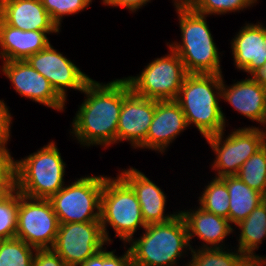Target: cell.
<instances>
[{"label": "cell", "mask_w": 266, "mask_h": 266, "mask_svg": "<svg viewBox=\"0 0 266 266\" xmlns=\"http://www.w3.org/2000/svg\"><path fill=\"white\" fill-rule=\"evenodd\" d=\"M85 99L70 124V135L84 147L104 149L117 144V126L123 103V78L103 83L92 79L81 92Z\"/></svg>", "instance_id": "obj_1"}, {"label": "cell", "mask_w": 266, "mask_h": 266, "mask_svg": "<svg viewBox=\"0 0 266 266\" xmlns=\"http://www.w3.org/2000/svg\"><path fill=\"white\" fill-rule=\"evenodd\" d=\"M223 78V74H188L175 99L188 127L194 125L203 138L224 131L228 125L219 104Z\"/></svg>", "instance_id": "obj_2"}, {"label": "cell", "mask_w": 266, "mask_h": 266, "mask_svg": "<svg viewBox=\"0 0 266 266\" xmlns=\"http://www.w3.org/2000/svg\"><path fill=\"white\" fill-rule=\"evenodd\" d=\"M142 231L140 237L126 244L133 266H179V261L191 251L180 213L167 222L148 224Z\"/></svg>", "instance_id": "obj_3"}, {"label": "cell", "mask_w": 266, "mask_h": 266, "mask_svg": "<svg viewBox=\"0 0 266 266\" xmlns=\"http://www.w3.org/2000/svg\"><path fill=\"white\" fill-rule=\"evenodd\" d=\"M181 40L166 45L181 58L188 74H222L221 57L206 15L192 8H175ZM221 54V55H220Z\"/></svg>", "instance_id": "obj_4"}, {"label": "cell", "mask_w": 266, "mask_h": 266, "mask_svg": "<svg viewBox=\"0 0 266 266\" xmlns=\"http://www.w3.org/2000/svg\"><path fill=\"white\" fill-rule=\"evenodd\" d=\"M100 223L108 244L113 243L107 229L109 226L115 233L114 237H118L123 244H127L134 238L138 228L143 230L147 226L134 190L118 173L116 177L106 175L104 179Z\"/></svg>", "instance_id": "obj_5"}, {"label": "cell", "mask_w": 266, "mask_h": 266, "mask_svg": "<svg viewBox=\"0 0 266 266\" xmlns=\"http://www.w3.org/2000/svg\"><path fill=\"white\" fill-rule=\"evenodd\" d=\"M66 163L56 142L17 160V190L24 196L50 199L66 184Z\"/></svg>", "instance_id": "obj_6"}, {"label": "cell", "mask_w": 266, "mask_h": 266, "mask_svg": "<svg viewBox=\"0 0 266 266\" xmlns=\"http://www.w3.org/2000/svg\"><path fill=\"white\" fill-rule=\"evenodd\" d=\"M206 137L205 140L214 152L211 170L214 177L237 175L243 163L266 143V129L259 126L234 128Z\"/></svg>", "instance_id": "obj_7"}, {"label": "cell", "mask_w": 266, "mask_h": 266, "mask_svg": "<svg viewBox=\"0 0 266 266\" xmlns=\"http://www.w3.org/2000/svg\"><path fill=\"white\" fill-rule=\"evenodd\" d=\"M105 175H86L66 184L49 200L59 224L100 221Z\"/></svg>", "instance_id": "obj_8"}, {"label": "cell", "mask_w": 266, "mask_h": 266, "mask_svg": "<svg viewBox=\"0 0 266 266\" xmlns=\"http://www.w3.org/2000/svg\"><path fill=\"white\" fill-rule=\"evenodd\" d=\"M160 58H155L137 76L124 77L138 96L157 100H175L188 75L179 55L170 47Z\"/></svg>", "instance_id": "obj_9"}, {"label": "cell", "mask_w": 266, "mask_h": 266, "mask_svg": "<svg viewBox=\"0 0 266 266\" xmlns=\"http://www.w3.org/2000/svg\"><path fill=\"white\" fill-rule=\"evenodd\" d=\"M59 221L49 199H36L19 192L16 238L35 249H52Z\"/></svg>", "instance_id": "obj_10"}, {"label": "cell", "mask_w": 266, "mask_h": 266, "mask_svg": "<svg viewBox=\"0 0 266 266\" xmlns=\"http://www.w3.org/2000/svg\"><path fill=\"white\" fill-rule=\"evenodd\" d=\"M108 244L100 221L59 224L52 249L68 266H79Z\"/></svg>", "instance_id": "obj_11"}, {"label": "cell", "mask_w": 266, "mask_h": 266, "mask_svg": "<svg viewBox=\"0 0 266 266\" xmlns=\"http://www.w3.org/2000/svg\"><path fill=\"white\" fill-rule=\"evenodd\" d=\"M28 64L42 74L55 91L67 102V91L82 92L92 80L69 58L50 43L46 48L26 59Z\"/></svg>", "instance_id": "obj_12"}, {"label": "cell", "mask_w": 266, "mask_h": 266, "mask_svg": "<svg viewBox=\"0 0 266 266\" xmlns=\"http://www.w3.org/2000/svg\"><path fill=\"white\" fill-rule=\"evenodd\" d=\"M0 70L9 79L13 89L21 97L42 104L47 108L65 111L67 103L52 87L50 82L26 60L5 61Z\"/></svg>", "instance_id": "obj_13"}, {"label": "cell", "mask_w": 266, "mask_h": 266, "mask_svg": "<svg viewBox=\"0 0 266 266\" xmlns=\"http://www.w3.org/2000/svg\"><path fill=\"white\" fill-rule=\"evenodd\" d=\"M156 100L136 95L123 77V103L117 126V144L123 141L137 149L147 137L155 114Z\"/></svg>", "instance_id": "obj_14"}, {"label": "cell", "mask_w": 266, "mask_h": 266, "mask_svg": "<svg viewBox=\"0 0 266 266\" xmlns=\"http://www.w3.org/2000/svg\"><path fill=\"white\" fill-rule=\"evenodd\" d=\"M233 81V84L226 85V81L222 80L221 100L248 120L261 124L260 128L266 129V86L256 76Z\"/></svg>", "instance_id": "obj_15"}, {"label": "cell", "mask_w": 266, "mask_h": 266, "mask_svg": "<svg viewBox=\"0 0 266 266\" xmlns=\"http://www.w3.org/2000/svg\"><path fill=\"white\" fill-rule=\"evenodd\" d=\"M235 69L256 76L266 62V26L262 22L245 23L230 41Z\"/></svg>", "instance_id": "obj_16"}, {"label": "cell", "mask_w": 266, "mask_h": 266, "mask_svg": "<svg viewBox=\"0 0 266 266\" xmlns=\"http://www.w3.org/2000/svg\"><path fill=\"white\" fill-rule=\"evenodd\" d=\"M187 128L189 127L185 115L175 100H156L155 114L146 140L137 149H148L163 154Z\"/></svg>", "instance_id": "obj_17"}, {"label": "cell", "mask_w": 266, "mask_h": 266, "mask_svg": "<svg viewBox=\"0 0 266 266\" xmlns=\"http://www.w3.org/2000/svg\"><path fill=\"white\" fill-rule=\"evenodd\" d=\"M118 171L134 190L146 225L167 222L178 215L179 210L172 212L173 214L166 213L167 194L143 172L134 167Z\"/></svg>", "instance_id": "obj_18"}, {"label": "cell", "mask_w": 266, "mask_h": 266, "mask_svg": "<svg viewBox=\"0 0 266 266\" xmlns=\"http://www.w3.org/2000/svg\"><path fill=\"white\" fill-rule=\"evenodd\" d=\"M179 213L185 221L191 249L229 247L225 241H227V236L234 233V226L228 219L207 212L199 206L194 209L179 210ZM195 237L201 241V246L197 245L196 248L192 246V239Z\"/></svg>", "instance_id": "obj_19"}, {"label": "cell", "mask_w": 266, "mask_h": 266, "mask_svg": "<svg viewBox=\"0 0 266 266\" xmlns=\"http://www.w3.org/2000/svg\"><path fill=\"white\" fill-rule=\"evenodd\" d=\"M61 31H23L6 24L0 18V60H26L40 52L51 42L47 35L60 34Z\"/></svg>", "instance_id": "obj_20"}, {"label": "cell", "mask_w": 266, "mask_h": 266, "mask_svg": "<svg viewBox=\"0 0 266 266\" xmlns=\"http://www.w3.org/2000/svg\"><path fill=\"white\" fill-rule=\"evenodd\" d=\"M0 18L6 24L23 31H61L41 0H2Z\"/></svg>", "instance_id": "obj_21"}, {"label": "cell", "mask_w": 266, "mask_h": 266, "mask_svg": "<svg viewBox=\"0 0 266 266\" xmlns=\"http://www.w3.org/2000/svg\"><path fill=\"white\" fill-rule=\"evenodd\" d=\"M229 191V222L233 226L244 220L266 198L246 185L237 175L221 178Z\"/></svg>", "instance_id": "obj_22"}, {"label": "cell", "mask_w": 266, "mask_h": 266, "mask_svg": "<svg viewBox=\"0 0 266 266\" xmlns=\"http://www.w3.org/2000/svg\"><path fill=\"white\" fill-rule=\"evenodd\" d=\"M235 226L240 230L236 248L245 256H261L255 251L266 240V199Z\"/></svg>", "instance_id": "obj_23"}, {"label": "cell", "mask_w": 266, "mask_h": 266, "mask_svg": "<svg viewBox=\"0 0 266 266\" xmlns=\"http://www.w3.org/2000/svg\"><path fill=\"white\" fill-rule=\"evenodd\" d=\"M210 179L198 197V206L229 220V191L226 183L218 177Z\"/></svg>", "instance_id": "obj_24"}, {"label": "cell", "mask_w": 266, "mask_h": 266, "mask_svg": "<svg viewBox=\"0 0 266 266\" xmlns=\"http://www.w3.org/2000/svg\"><path fill=\"white\" fill-rule=\"evenodd\" d=\"M234 248V250L232 249ZM190 260L182 266H236L245 256L237 248H198L191 249Z\"/></svg>", "instance_id": "obj_25"}, {"label": "cell", "mask_w": 266, "mask_h": 266, "mask_svg": "<svg viewBox=\"0 0 266 266\" xmlns=\"http://www.w3.org/2000/svg\"><path fill=\"white\" fill-rule=\"evenodd\" d=\"M237 176L266 198V143L243 163Z\"/></svg>", "instance_id": "obj_26"}, {"label": "cell", "mask_w": 266, "mask_h": 266, "mask_svg": "<svg viewBox=\"0 0 266 266\" xmlns=\"http://www.w3.org/2000/svg\"><path fill=\"white\" fill-rule=\"evenodd\" d=\"M36 250L18 238L0 240V266H32Z\"/></svg>", "instance_id": "obj_27"}, {"label": "cell", "mask_w": 266, "mask_h": 266, "mask_svg": "<svg viewBox=\"0 0 266 266\" xmlns=\"http://www.w3.org/2000/svg\"><path fill=\"white\" fill-rule=\"evenodd\" d=\"M19 191L8 192L0 199V240L16 238Z\"/></svg>", "instance_id": "obj_28"}, {"label": "cell", "mask_w": 266, "mask_h": 266, "mask_svg": "<svg viewBox=\"0 0 266 266\" xmlns=\"http://www.w3.org/2000/svg\"><path fill=\"white\" fill-rule=\"evenodd\" d=\"M259 0H196L195 4L191 7L197 13L206 16H216L240 13L243 10L250 9Z\"/></svg>", "instance_id": "obj_29"}, {"label": "cell", "mask_w": 266, "mask_h": 266, "mask_svg": "<svg viewBox=\"0 0 266 266\" xmlns=\"http://www.w3.org/2000/svg\"><path fill=\"white\" fill-rule=\"evenodd\" d=\"M52 21L61 30L65 16L78 14L89 8L93 0H41Z\"/></svg>", "instance_id": "obj_30"}, {"label": "cell", "mask_w": 266, "mask_h": 266, "mask_svg": "<svg viewBox=\"0 0 266 266\" xmlns=\"http://www.w3.org/2000/svg\"><path fill=\"white\" fill-rule=\"evenodd\" d=\"M0 186L8 192L17 189V159L8 147H0Z\"/></svg>", "instance_id": "obj_31"}, {"label": "cell", "mask_w": 266, "mask_h": 266, "mask_svg": "<svg viewBox=\"0 0 266 266\" xmlns=\"http://www.w3.org/2000/svg\"><path fill=\"white\" fill-rule=\"evenodd\" d=\"M9 106L3 99H0V147H7L11 141V125L13 123V115L9 110Z\"/></svg>", "instance_id": "obj_32"}, {"label": "cell", "mask_w": 266, "mask_h": 266, "mask_svg": "<svg viewBox=\"0 0 266 266\" xmlns=\"http://www.w3.org/2000/svg\"><path fill=\"white\" fill-rule=\"evenodd\" d=\"M32 266H68L53 249H37Z\"/></svg>", "instance_id": "obj_33"}, {"label": "cell", "mask_w": 266, "mask_h": 266, "mask_svg": "<svg viewBox=\"0 0 266 266\" xmlns=\"http://www.w3.org/2000/svg\"><path fill=\"white\" fill-rule=\"evenodd\" d=\"M122 255H115V250L108 251L106 246L103 248V266H133L130 250L126 244ZM127 247V248H126Z\"/></svg>", "instance_id": "obj_34"}, {"label": "cell", "mask_w": 266, "mask_h": 266, "mask_svg": "<svg viewBox=\"0 0 266 266\" xmlns=\"http://www.w3.org/2000/svg\"><path fill=\"white\" fill-rule=\"evenodd\" d=\"M152 0H101L102 5L109 7H121L129 11V13H136L143 6H146Z\"/></svg>", "instance_id": "obj_35"}, {"label": "cell", "mask_w": 266, "mask_h": 266, "mask_svg": "<svg viewBox=\"0 0 266 266\" xmlns=\"http://www.w3.org/2000/svg\"><path fill=\"white\" fill-rule=\"evenodd\" d=\"M236 266H266V255L244 256Z\"/></svg>", "instance_id": "obj_36"}, {"label": "cell", "mask_w": 266, "mask_h": 266, "mask_svg": "<svg viewBox=\"0 0 266 266\" xmlns=\"http://www.w3.org/2000/svg\"><path fill=\"white\" fill-rule=\"evenodd\" d=\"M79 266H103V248Z\"/></svg>", "instance_id": "obj_37"}, {"label": "cell", "mask_w": 266, "mask_h": 266, "mask_svg": "<svg viewBox=\"0 0 266 266\" xmlns=\"http://www.w3.org/2000/svg\"><path fill=\"white\" fill-rule=\"evenodd\" d=\"M196 0H172L175 8H191Z\"/></svg>", "instance_id": "obj_38"}, {"label": "cell", "mask_w": 266, "mask_h": 266, "mask_svg": "<svg viewBox=\"0 0 266 266\" xmlns=\"http://www.w3.org/2000/svg\"><path fill=\"white\" fill-rule=\"evenodd\" d=\"M256 77H258L261 82L266 86V62L263 69L256 75Z\"/></svg>", "instance_id": "obj_39"}, {"label": "cell", "mask_w": 266, "mask_h": 266, "mask_svg": "<svg viewBox=\"0 0 266 266\" xmlns=\"http://www.w3.org/2000/svg\"><path fill=\"white\" fill-rule=\"evenodd\" d=\"M7 193L8 191L3 186H0V199L4 197Z\"/></svg>", "instance_id": "obj_40"}]
</instances>
